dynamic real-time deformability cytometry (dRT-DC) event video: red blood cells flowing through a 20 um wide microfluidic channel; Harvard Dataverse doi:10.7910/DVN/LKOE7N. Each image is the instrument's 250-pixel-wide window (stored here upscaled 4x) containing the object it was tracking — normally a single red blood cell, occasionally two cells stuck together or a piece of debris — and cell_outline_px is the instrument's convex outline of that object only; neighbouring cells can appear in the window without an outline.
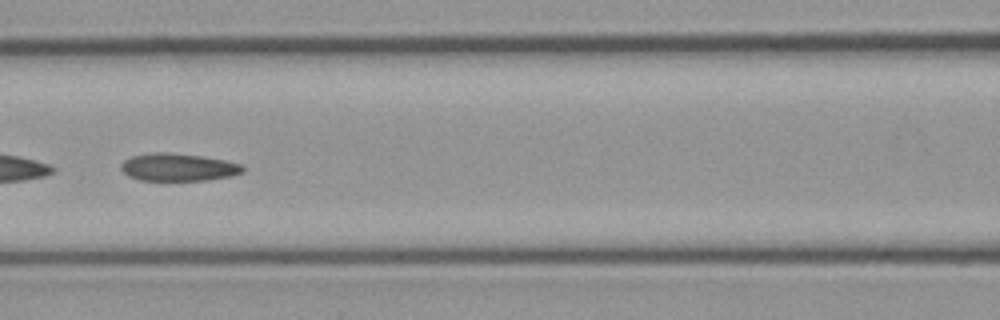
{"species": "common noctule bat (a hibernating species)", "species_latin": "Nyctalus noctula", "temperature_condition": "cold", "stored_images_in_passage": 36, "camera_frame_rate_fps": 3000, "um_per_image_px": 0.085, "animal": {"sex": "male", "body_mass_g": 23.1, "forearm_length_mm": 52.7}, "frame": {"image": 1, "passage_image": 19, "time_ms": 6.0, "image_size_px": [1000, 320], "cell_outline_px": [[244, 172], [232, 176], [208, 180], [140, 180], [128, 176], [120, 168], [120, 164], [124, 160], [132, 156], [152, 152], [164, 152], [200, 156], [224, 160], [240, 164], [244, 168]], "centroid_in_image_um": [15.13, 14.22], "position_along_channel_um": 151.5, "area_um2": 19.54}}
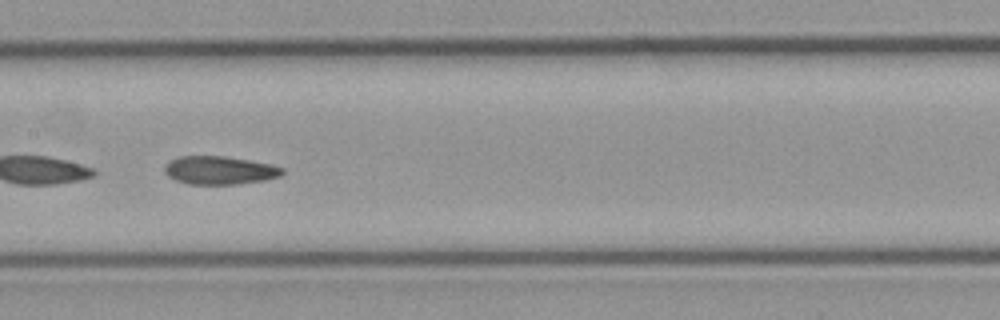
{"frame": {"image": 2, "passage_image": 22, "time_ms": 7.0, "image_size_px": [1000, 320], "cell_outline_px": [[284, 172], [280, 176], [264, 180], [236, 184], [188, 184], [176, 180], [168, 176], [164, 172], [164, 164], [168, 160], [180, 156], [224, 156], [248, 160], [268, 164], [284, 168]], "centroid_in_image_um": [18.61, 14.47], "position_along_channel_um": 188.8, "area_um2": 19.36}}
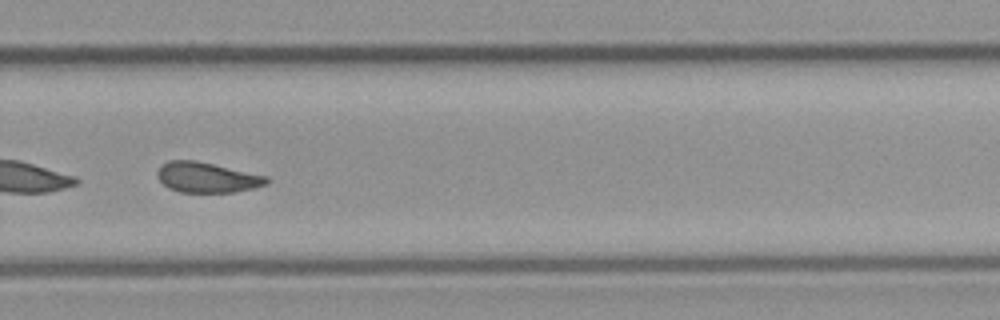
{"frame": {"image": 3, "passage_image": 32, "time_ms": 10.333, "image_size_px": [1000, 320], "cell_outline_px": [[268, 184], [252, 188], [232, 192], [180, 192], [168, 188], [156, 176], [156, 172], [168, 160], [196, 160], [268, 176]], "centroid_in_image_um": [17.58, 15.07], "position_along_channel_um": 312.2, "area_um2": 19.19}}